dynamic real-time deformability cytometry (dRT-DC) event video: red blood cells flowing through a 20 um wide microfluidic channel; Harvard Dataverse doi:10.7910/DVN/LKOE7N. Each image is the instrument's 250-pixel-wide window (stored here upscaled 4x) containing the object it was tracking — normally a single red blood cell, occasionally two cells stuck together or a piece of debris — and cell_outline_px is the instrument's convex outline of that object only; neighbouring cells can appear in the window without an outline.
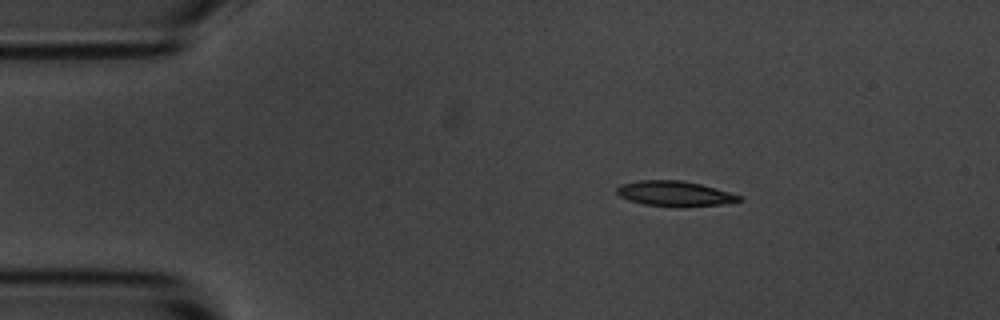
{"species": "common noctule bat (a hibernating species)", "species_latin": "Nyctalus noctula", "temperature_condition": "room temperature", "stored_images_in_passage": 9, "camera_frame_rate_fps": 3000, "um_per_image_px": 0.085, "animal": {"sex": "male", "body_mass_g": 20.1, "forearm_length_mm": 53.5}, "frame": {"image": 1, "passage_image": 1, "time_ms": 0.0, "image_size_px": [1000, 320], "cell_outline_px": [[740, 200], [720, 204], [644, 204], [628, 200], [620, 196], [616, 192], [616, 188], [620, 184], [640, 180], [680, 180], [700, 184], [728, 192], [740, 196]], "centroid_in_image_um": [57.23, 16.4], "position_along_channel_um": 27.8, "area_um2": 16.76}}
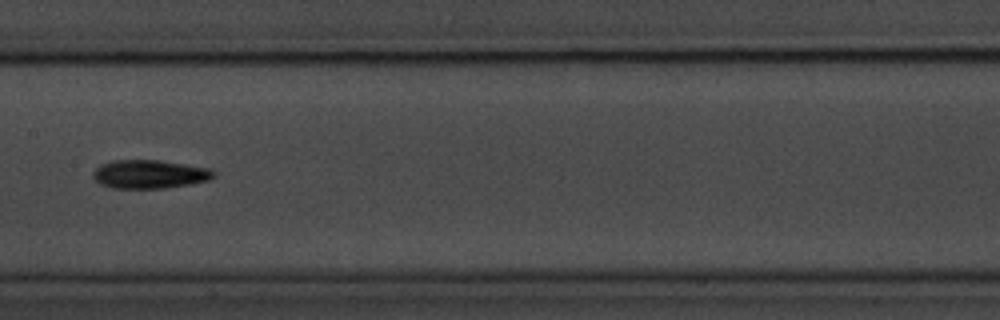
{"frame": {"image": 2, "passage_image": 6, "time_ms": 6.0, "image_size_px": [1000, 320], "cell_outline_px": [[216, 176], [208, 180], [188, 184], [164, 188], [112, 188], [100, 184], [92, 176], [92, 172], [100, 164], [112, 160], [160, 160], [212, 168], [216, 172]], "centroid_in_image_um": [12.72, 14.79], "position_along_channel_um": 194.7, "area_um2": 20.23}}
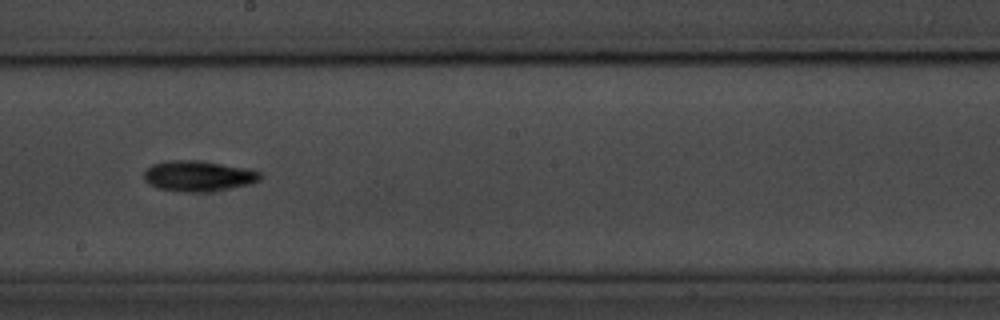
{"frame": {"image": 3, "passage_image": 7, "time_ms": 7.0, "image_size_px": [1000, 320], "cell_outline_px": [[260, 180], [248, 184], [228, 188], [204, 192], [184, 192], [156, 188], [148, 184], [144, 180], [144, 172], [152, 164], [164, 160], [200, 160], [248, 168], [260, 172]], "centroid_in_image_um": [16.81, 14.95], "position_along_channel_um": 231.4, "area_um2": 20.81}}